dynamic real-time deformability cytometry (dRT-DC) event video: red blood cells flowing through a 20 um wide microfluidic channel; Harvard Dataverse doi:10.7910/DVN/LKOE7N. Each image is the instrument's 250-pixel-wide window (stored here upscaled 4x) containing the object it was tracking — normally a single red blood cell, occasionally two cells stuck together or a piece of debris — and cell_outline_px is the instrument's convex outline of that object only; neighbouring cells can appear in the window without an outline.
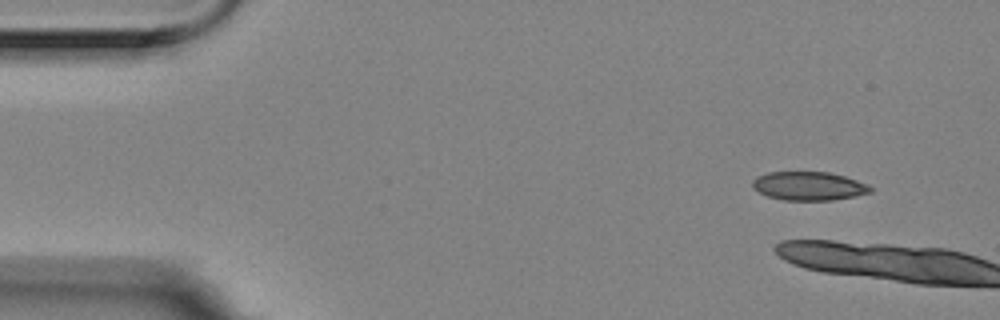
{"species": "Egyptian fruit bat (a non-hibernating species)", "species_latin": "Rousettus aegyptiacus", "temperature_condition": "room temperature", "stored_images_in_passage": 7, "camera_frame_rate_fps": 3000, "um_per_image_px": 0.085, "animal": {"sex": "female"}, "frame": {"image": 1, "passage_image": 1, "time_ms": 0.0, "image_size_px": [1000, 320], "cell_outline_px": [[872, 192], [856, 196], [832, 200], [784, 200], [768, 196], [752, 188], [752, 180], [756, 176], [768, 172], [828, 172], [844, 176], [868, 184], [872, 188]], "centroid_in_image_um": [68.74, 15.81], "position_along_channel_um": 16.3, "area_um2": 19.71}}
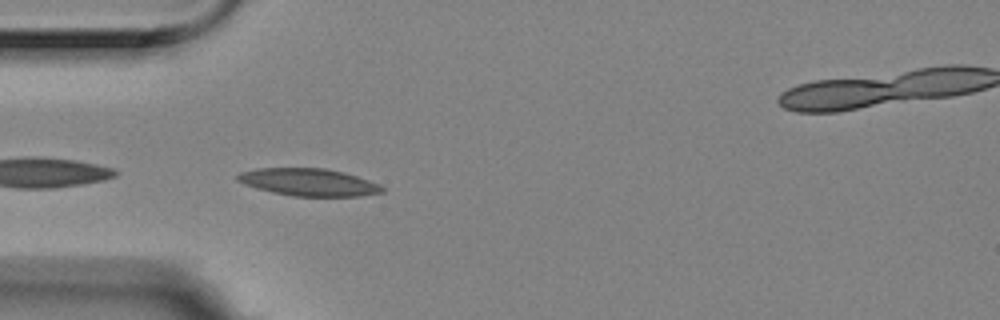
{"frame": {"image": 2, "passage_image": 6, "time_ms": 1.667, "image_size_px": [1000, 320], "cell_outline_px": [[384, 192], [360, 196], [292, 196], [272, 192], [256, 188], [244, 184], [236, 180], [236, 176], [240, 172], [256, 168], [324, 168], [344, 172], [380, 184], [384, 188]], "centroid_in_image_um": [26.22, 15.48], "position_along_channel_um": 58.8, "area_um2": 23.12}}